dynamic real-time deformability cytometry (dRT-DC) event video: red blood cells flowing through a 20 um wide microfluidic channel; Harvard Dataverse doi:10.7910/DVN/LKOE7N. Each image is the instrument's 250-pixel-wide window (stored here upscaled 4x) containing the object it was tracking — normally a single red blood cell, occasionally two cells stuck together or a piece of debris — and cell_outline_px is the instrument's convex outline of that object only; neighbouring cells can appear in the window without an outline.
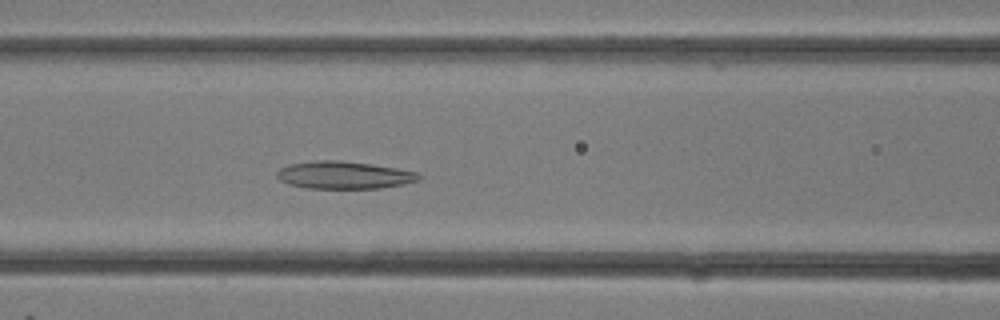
{"species": "common noctule bat (a hibernating species)", "species_latin": "Nyctalus noctula", "temperature_condition": "room temperature", "stored_images_in_passage": 13, "camera_frame_rate_fps": 3000, "um_per_image_px": 0.085, "animal": {"sex": "female"}, "frame": {"image": 1, "passage_image": 12, "time_ms": 3.667, "image_size_px": [1000, 320], "cell_outline_px": [[420, 176], [416, 180], [404, 184], [380, 188], [308, 188], [288, 184], [280, 180], [276, 176], [276, 172], [280, 168], [288, 164], [316, 160], [340, 160], [372, 164], [396, 168], [416, 172]], "centroid_in_image_um": [29.18, 14.87], "position_along_channel_um": 137.4, "area_um2": 22.66}}